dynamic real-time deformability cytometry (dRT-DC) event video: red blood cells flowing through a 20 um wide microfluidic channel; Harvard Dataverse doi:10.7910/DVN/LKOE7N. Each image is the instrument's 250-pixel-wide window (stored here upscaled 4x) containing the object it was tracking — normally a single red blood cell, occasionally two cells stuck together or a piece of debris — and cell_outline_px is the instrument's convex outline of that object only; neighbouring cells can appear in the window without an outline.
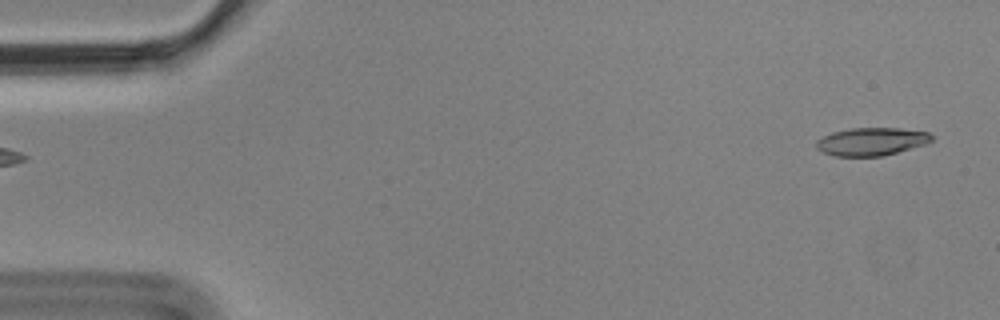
{"species": "Egyptian fruit bat (a non-hibernating species)", "species_latin": "Rousettus aegyptiacus", "temperature_condition": "cold", "stored_images_in_passage": 4, "segment_of_instrument_passage": [2, 2], "camera_frame_rate_fps": 3000, "um_per_image_px": 0.085, "animal": {"sex": "male"}, "frame": {"image": 1, "passage_image": 4, "time_ms": 1.0, "image_size_px": [1000, 320], "cell_outline_px": [[936, 136], [932, 140], [924, 144], [884, 156], [832, 156], [816, 148], [816, 140], [832, 132], [852, 128], [900, 128], [928, 132]], "centroid_in_image_um": [74.08, 12.03], "position_along_channel_um": 10.9, "area_um2": 18.79}}